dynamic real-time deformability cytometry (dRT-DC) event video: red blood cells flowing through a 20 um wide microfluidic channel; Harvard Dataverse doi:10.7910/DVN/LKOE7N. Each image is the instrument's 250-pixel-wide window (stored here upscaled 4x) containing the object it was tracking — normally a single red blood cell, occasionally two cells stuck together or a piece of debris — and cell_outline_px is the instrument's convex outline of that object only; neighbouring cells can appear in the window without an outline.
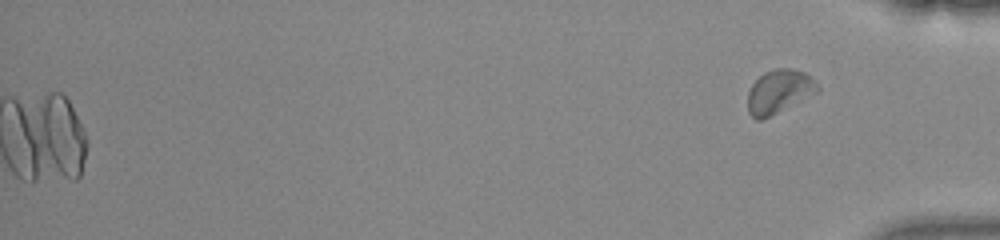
{"species": "common noctule bat (a hibernating species)", "species_latin": "Nyctalus noctula", "temperature_condition": "warm", "stored_images_in_passage": 51, "camera_frame_rate_fps": 3000, "um_per_image_px": 0.085, "animal": {"sex": "female", "body_mass_g": 22.0, "forearm_length_mm": 56.7}, "frame": {"image": 1, "passage_image": 51, "time_ms": 16.667, "image_size_px": [1000, 240], "cell_outline_px": [[820, 88], [816, 92], [760, 120], [756, 120], [748, 112], [748, 92], [752, 84], [764, 72], [776, 68], [788, 68], [804, 72]], "centroid_in_image_um": [66.16, 7.76], "position_along_channel_um": 369.0, "area_um2": 17.05}, "authors_computed_cell_mechanics": {"area_um2": 18.7272, "velocity_mm_per_s": 3.8765, "shape_relaxation_time_tau1_ms": null, "shape_relaxation_time_tau2_ms": 2.4522, "deformation_change_tau1": null, "deformation_change_tau2": 0.0496}}